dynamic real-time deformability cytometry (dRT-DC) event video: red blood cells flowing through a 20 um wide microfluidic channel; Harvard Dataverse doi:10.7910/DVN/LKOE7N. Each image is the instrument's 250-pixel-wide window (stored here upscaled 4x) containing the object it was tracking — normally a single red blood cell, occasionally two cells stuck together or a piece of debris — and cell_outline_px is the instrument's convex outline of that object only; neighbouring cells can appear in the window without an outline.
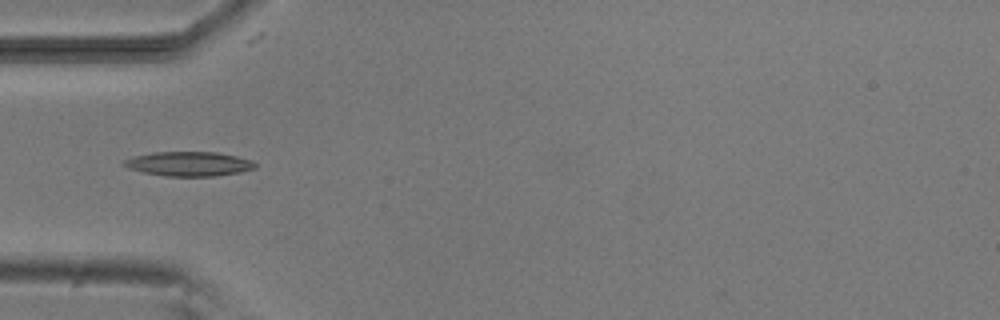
{"species": "common noctule bat (a hibernating species)", "species_latin": "Nyctalus noctula", "temperature_condition": "room temperature", "stored_images_in_passage": 1, "camera_frame_rate_fps": 3000, "um_per_image_px": 0.085, "animal": {"sex": "male", "body_mass_g": 20.5, "forearm_length_mm": 52.5}, "frame": {"image": 1, "passage_image": 1, "time_ms": 0.0, "image_size_px": [1000, 320], "cell_outline_px": [[256, 168], [240, 172], [216, 176], [168, 176], [144, 172], [128, 168], [120, 164], [120, 160], [132, 156], [152, 152], [216, 152], [236, 156], [252, 160], [256, 164]], "centroid_in_image_um": [16.0, 13.92], "position_along_channel_um": 69.0, "area_um2": 18.84}}